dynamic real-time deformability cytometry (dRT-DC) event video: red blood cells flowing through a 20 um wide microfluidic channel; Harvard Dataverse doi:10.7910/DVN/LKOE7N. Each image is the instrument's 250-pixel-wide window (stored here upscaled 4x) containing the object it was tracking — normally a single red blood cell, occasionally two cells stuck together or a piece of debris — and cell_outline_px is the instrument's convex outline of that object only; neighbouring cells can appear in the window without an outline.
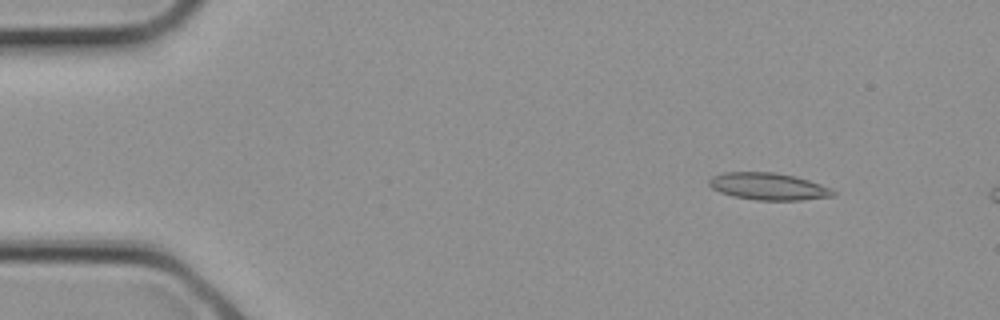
{"species": "common noctule bat (a hibernating species)", "species_latin": "Nyctalus noctula", "temperature_condition": "cold", "stored_images_in_passage": 3, "camera_frame_rate_fps": 3000, "um_per_image_px": 0.085, "animal": {"sex": "female", "body_mass_g": 21.9}, "frame": {"image": 1, "passage_image": 2, "time_ms": 0.333, "image_size_px": [1000, 320], "cell_outline_px": [[836, 196], [800, 200], [756, 200], [732, 196], [720, 192], [712, 188], [708, 184], [708, 180], [712, 176], [724, 172], [776, 172], [796, 176], [832, 188], [836, 192]], "centroid_in_image_um": [65.32, 15.84], "position_along_channel_um": 19.7, "area_um2": 19.77}}